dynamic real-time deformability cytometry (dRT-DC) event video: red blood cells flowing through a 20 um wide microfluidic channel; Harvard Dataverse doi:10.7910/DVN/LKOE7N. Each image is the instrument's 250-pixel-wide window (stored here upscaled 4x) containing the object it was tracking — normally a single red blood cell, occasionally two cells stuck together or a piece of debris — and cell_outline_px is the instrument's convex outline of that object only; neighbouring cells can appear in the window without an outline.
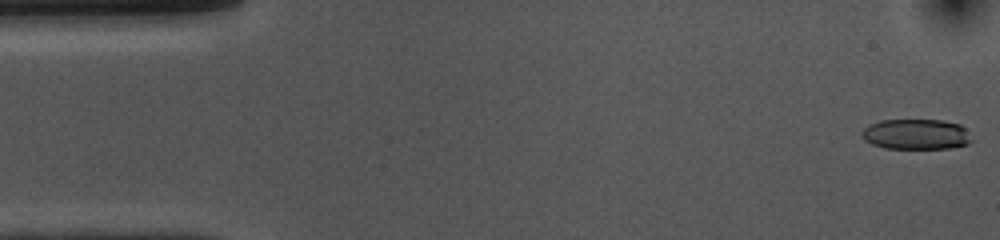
{"species": "common noctule bat (a hibernating species)", "species_latin": "Nyctalus noctula", "temperature_condition": "cold", "stored_images_in_passage": 52, "camera_frame_rate_fps": 3000, "um_per_image_px": 0.085, "animal": {"sex": "female", "body_mass_g": 10.0, "forearm_length_mm": 53.1}, "frame": {"image": 1, "passage_image": 1, "time_ms": 0.0, "image_size_px": [1000, 240], "cell_outline_px": [[972, 140], [968, 144], [948, 148], [884, 148], [872, 144], [864, 140], [860, 132], [868, 124], [880, 120], [940, 120], [960, 124], [964, 128]], "centroid_in_image_um": [77.82, 11.4], "position_along_channel_um": 7.2, "area_um2": 19.42}}
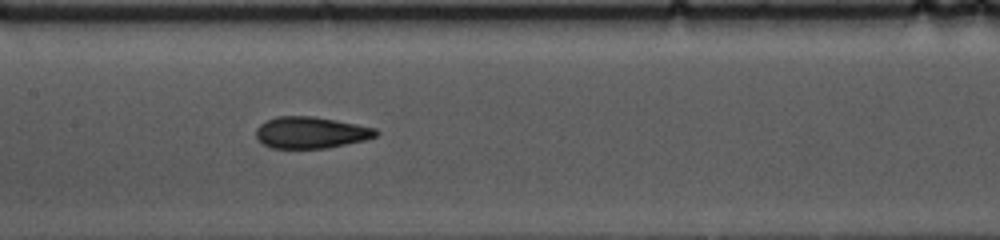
{"frame": {"image": 2, "passage_image": 24, "time_ms": 7.667, "image_size_px": [1000, 240], "cell_outline_px": [[380, 132], [376, 136], [364, 140], [324, 148], [272, 148], [264, 144], [256, 136], [256, 128], [260, 124], [276, 116], [312, 116], [336, 120], [376, 128]], "centroid_in_image_um": [26.42, 11.26], "position_along_channel_um": 181.0, "area_um2": 21.85}}
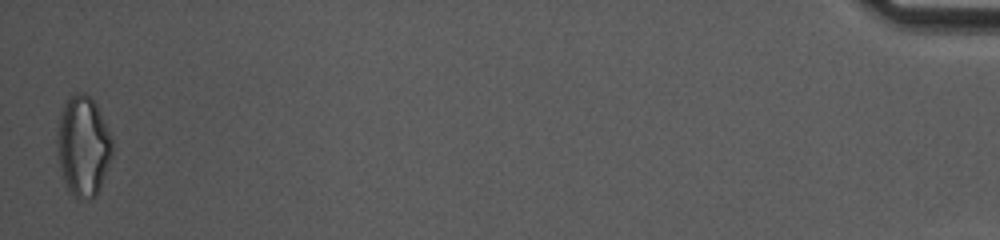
{"frame": {"image": 3, "passage_image": 52, "time_ms": 17.0, "image_size_px": [1000, 240], "cell_outline_px": [[112, 156], [100, 188], [96, 196], [88, 200], [80, 200], [72, 196], [68, 192], [64, 180], [60, 164], [56, 140], [56, 132], [60, 112], [68, 96], [76, 92], [84, 92], [96, 104], [112, 136]], "centroid_in_image_um": [7.06, 12.42], "position_along_channel_um": 428.1, "area_um2": 32.6}, "authors_computed_cell_mechanics": {"area_um2": 22.2819, "velocity_mm_per_s": 3.7254, "shape_relaxation_time_tau1_ms": 5.4125, "shape_relaxation_time_tau2_ms": 2.1037, "deformation_change_tau1": 0.1514, "deformation_change_tau2": 0.1042}}